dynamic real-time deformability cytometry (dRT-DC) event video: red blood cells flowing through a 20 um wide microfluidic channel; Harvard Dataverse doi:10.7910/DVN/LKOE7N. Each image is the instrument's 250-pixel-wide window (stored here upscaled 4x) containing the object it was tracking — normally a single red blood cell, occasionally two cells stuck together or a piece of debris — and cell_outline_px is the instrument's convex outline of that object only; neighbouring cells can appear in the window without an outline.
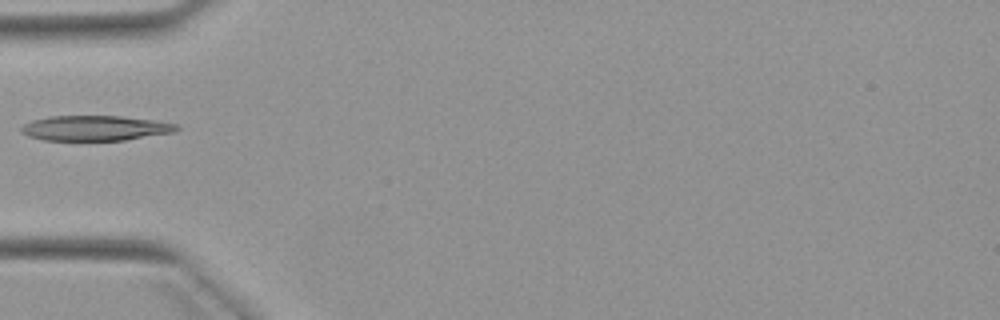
{"species": "Egyptian fruit bat (a non-hibernating species)", "species_latin": "Rousettus aegyptiacus", "temperature_condition": "warm", "stored_images_in_passage": 6, "camera_frame_rate_fps": 3000, "um_per_image_px": 0.085, "animal": {"sex": "female"}, "frame": {"image": 1, "passage_image": 5, "time_ms": 5.0, "image_size_px": [1000, 320], "cell_outline_px": [[180, 128], [172, 132], [124, 140], [44, 140], [28, 136], [20, 132], [20, 128], [24, 124], [32, 120], [48, 116], [120, 116], [152, 120], [176, 124]], "centroid_in_image_um": [8.02, 10.88], "position_along_channel_um": 77.0, "area_um2": 22.54}}
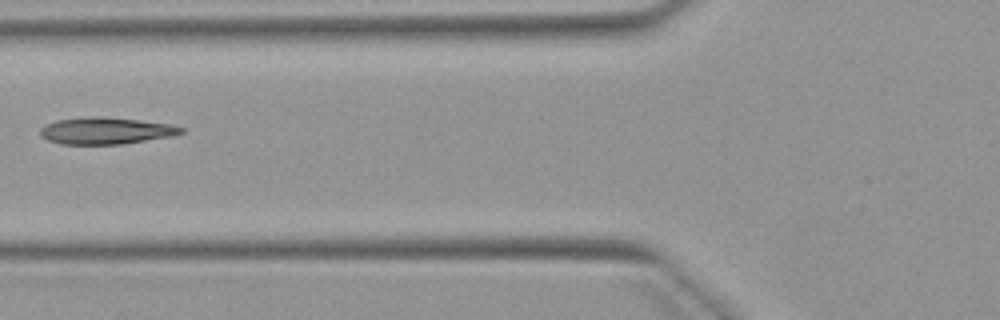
{"frame": {"image": 2, "passage_image": 6, "time_ms": 6.0, "image_size_px": [1000, 320], "cell_outline_px": [[184, 132], [172, 136], [120, 144], [60, 144], [48, 140], [40, 136], [40, 128], [44, 124], [56, 120], [88, 116], [100, 116], [140, 120], [172, 124], [184, 128]], "centroid_in_image_um": [8.97, 11.1], "position_along_channel_um": 116.8, "area_um2": 22.14}}